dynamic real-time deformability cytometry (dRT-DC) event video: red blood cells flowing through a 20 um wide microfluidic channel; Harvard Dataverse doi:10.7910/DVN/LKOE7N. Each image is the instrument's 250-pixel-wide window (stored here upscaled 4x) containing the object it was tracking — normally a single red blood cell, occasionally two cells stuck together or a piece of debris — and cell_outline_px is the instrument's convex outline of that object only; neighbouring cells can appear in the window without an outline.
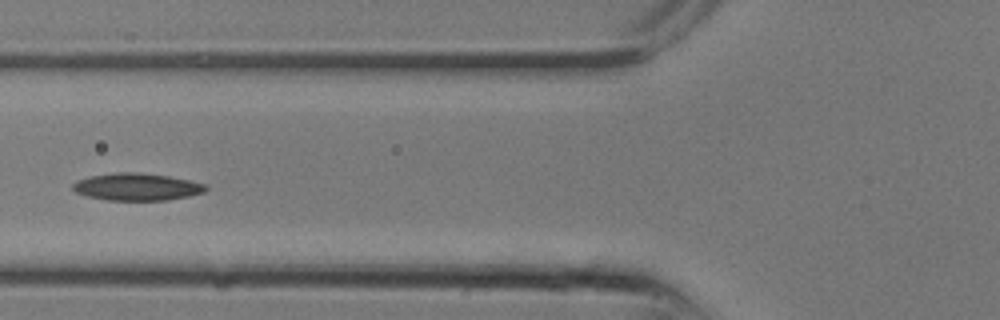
{"species": "common noctule bat (a hibernating species)", "species_latin": "Nyctalus noctula", "temperature_condition": "room temperature", "stored_images_in_passage": 10, "camera_frame_rate_fps": 3000, "um_per_image_px": 0.085, "animal": {"sex": "male", "body_mass_g": 13.3}, "frame": {"image": 1, "passage_image": 9, "time_ms": 2.667, "image_size_px": [1000, 320], "cell_outline_px": [[208, 188], [204, 192], [188, 196], [168, 200], [108, 200], [88, 196], [76, 192], [72, 188], [72, 184], [76, 180], [92, 176], [116, 172], [136, 172], [168, 176], [208, 184]], "centroid_in_image_um": [11.65, 15.88], "position_along_channel_um": 114.2, "area_um2": 21.04}}